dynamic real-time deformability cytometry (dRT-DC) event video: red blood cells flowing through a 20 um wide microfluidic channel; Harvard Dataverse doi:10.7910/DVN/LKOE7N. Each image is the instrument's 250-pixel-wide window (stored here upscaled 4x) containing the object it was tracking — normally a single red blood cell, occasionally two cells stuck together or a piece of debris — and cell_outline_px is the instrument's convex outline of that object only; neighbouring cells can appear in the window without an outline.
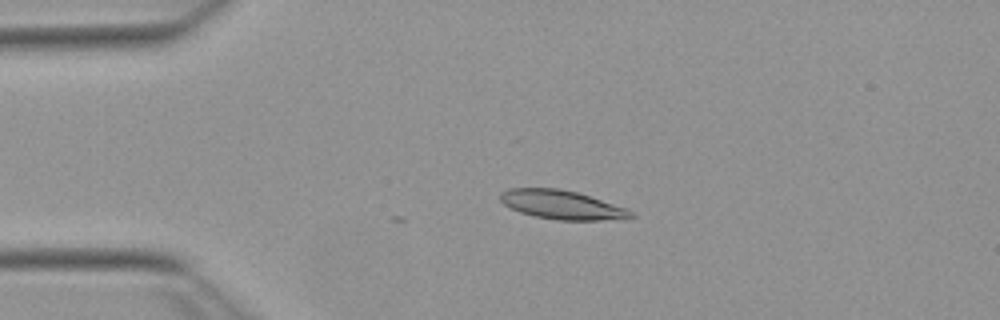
{"species": "Egyptian fruit bat (a non-hibernating species)", "species_latin": "Rousettus aegyptiacus", "temperature_condition": "warm", "stored_images_in_passage": 5, "camera_frame_rate_fps": 3000, "um_per_image_px": 0.085, "animal": {"sex": "female"}, "frame": {"image": 1, "passage_image": 5, "time_ms": 1.333, "image_size_px": [1000, 320], "cell_outline_px": [[636, 216], [600, 220], [556, 220], [536, 216], [520, 212], [504, 204], [500, 200], [500, 192], [508, 188], [560, 188], [576, 192], [628, 208]], "centroid_in_image_um": [47.73, 17.39], "position_along_channel_um": 37.3, "area_um2": 21.79}}